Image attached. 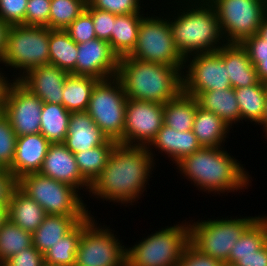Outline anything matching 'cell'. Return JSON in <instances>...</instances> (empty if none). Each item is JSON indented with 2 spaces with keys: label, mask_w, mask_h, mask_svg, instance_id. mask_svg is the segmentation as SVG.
<instances>
[{
  "label": "cell",
  "mask_w": 267,
  "mask_h": 266,
  "mask_svg": "<svg viewBox=\"0 0 267 266\" xmlns=\"http://www.w3.org/2000/svg\"><path fill=\"white\" fill-rule=\"evenodd\" d=\"M119 60L109 42L94 38L78 44L75 75L98 80L116 77Z\"/></svg>",
  "instance_id": "2e32d148"
},
{
  "label": "cell",
  "mask_w": 267,
  "mask_h": 266,
  "mask_svg": "<svg viewBox=\"0 0 267 266\" xmlns=\"http://www.w3.org/2000/svg\"><path fill=\"white\" fill-rule=\"evenodd\" d=\"M42 106L43 102L18 80L9 82L2 112L9 119L17 137L40 133Z\"/></svg>",
  "instance_id": "5bb4252c"
},
{
  "label": "cell",
  "mask_w": 267,
  "mask_h": 266,
  "mask_svg": "<svg viewBox=\"0 0 267 266\" xmlns=\"http://www.w3.org/2000/svg\"><path fill=\"white\" fill-rule=\"evenodd\" d=\"M17 187L36 201L47 215H90L76 188L38 173L17 180ZM80 193V194H78Z\"/></svg>",
  "instance_id": "52a82bcc"
},
{
  "label": "cell",
  "mask_w": 267,
  "mask_h": 266,
  "mask_svg": "<svg viewBox=\"0 0 267 266\" xmlns=\"http://www.w3.org/2000/svg\"><path fill=\"white\" fill-rule=\"evenodd\" d=\"M87 0H51L49 28L66 29L85 9Z\"/></svg>",
  "instance_id": "8d00e7d4"
},
{
  "label": "cell",
  "mask_w": 267,
  "mask_h": 266,
  "mask_svg": "<svg viewBox=\"0 0 267 266\" xmlns=\"http://www.w3.org/2000/svg\"><path fill=\"white\" fill-rule=\"evenodd\" d=\"M164 104L127 98L123 144L148 147L164 123Z\"/></svg>",
  "instance_id": "9a60e30c"
},
{
  "label": "cell",
  "mask_w": 267,
  "mask_h": 266,
  "mask_svg": "<svg viewBox=\"0 0 267 266\" xmlns=\"http://www.w3.org/2000/svg\"><path fill=\"white\" fill-rule=\"evenodd\" d=\"M43 266H58V265H49V264H47V263H44Z\"/></svg>",
  "instance_id": "680465c9"
},
{
  "label": "cell",
  "mask_w": 267,
  "mask_h": 266,
  "mask_svg": "<svg viewBox=\"0 0 267 266\" xmlns=\"http://www.w3.org/2000/svg\"><path fill=\"white\" fill-rule=\"evenodd\" d=\"M47 216L46 211L16 187L8 204V219L33 234Z\"/></svg>",
  "instance_id": "cb8c5ba5"
},
{
  "label": "cell",
  "mask_w": 267,
  "mask_h": 266,
  "mask_svg": "<svg viewBox=\"0 0 267 266\" xmlns=\"http://www.w3.org/2000/svg\"><path fill=\"white\" fill-rule=\"evenodd\" d=\"M82 232L83 220L44 253V263L58 266H75V257Z\"/></svg>",
  "instance_id": "836d02e7"
},
{
  "label": "cell",
  "mask_w": 267,
  "mask_h": 266,
  "mask_svg": "<svg viewBox=\"0 0 267 266\" xmlns=\"http://www.w3.org/2000/svg\"><path fill=\"white\" fill-rule=\"evenodd\" d=\"M64 30L77 44L96 38L92 16L86 9Z\"/></svg>",
  "instance_id": "f35d334b"
},
{
  "label": "cell",
  "mask_w": 267,
  "mask_h": 266,
  "mask_svg": "<svg viewBox=\"0 0 267 266\" xmlns=\"http://www.w3.org/2000/svg\"><path fill=\"white\" fill-rule=\"evenodd\" d=\"M116 144V141L107 139L102 145L74 154L79 172L90 184L95 181L107 165Z\"/></svg>",
  "instance_id": "d6a6232c"
},
{
  "label": "cell",
  "mask_w": 267,
  "mask_h": 266,
  "mask_svg": "<svg viewBox=\"0 0 267 266\" xmlns=\"http://www.w3.org/2000/svg\"><path fill=\"white\" fill-rule=\"evenodd\" d=\"M222 148L202 147L175 166L187 180L199 187L198 190L209 194H228L248 188L251 175L243 168V164Z\"/></svg>",
  "instance_id": "7a4b0ae2"
},
{
  "label": "cell",
  "mask_w": 267,
  "mask_h": 266,
  "mask_svg": "<svg viewBox=\"0 0 267 266\" xmlns=\"http://www.w3.org/2000/svg\"><path fill=\"white\" fill-rule=\"evenodd\" d=\"M9 26L0 18V64L5 54L6 36Z\"/></svg>",
  "instance_id": "f907efd6"
},
{
  "label": "cell",
  "mask_w": 267,
  "mask_h": 266,
  "mask_svg": "<svg viewBox=\"0 0 267 266\" xmlns=\"http://www.w3.org/2000/svg\"><path fill=\"white\" fill-rule=\"evenodd\" d=\"M265 245V216L260 215L242 234L239 240L235 241L230 250L228 263L235 264L238 256L253 255Z\"/></svg>",
  "instance_id": "d590c367"
},
{
  "label": "cell",
  "mask_w": 267,
  "mask_h": 266,
  "mask_svg": "<svg viewBox=\"0 0 267 266\" xmlns=\"http://www.w3.org/2000/svg\"><path fill=\"white\" fill-rule=\"evenodd\" d=\"M165 16L146 14L142 17L136 46L128 56L166 66L184 67L185 58L173 40L170 17Z\"/></svg>",
  "instance_id": "ba28073f"
},
{
  "label": "cell",
  "mask_w": 267,
  "mask_h": 266,
  "mask_svg": "<svg viewBox=\"0 0 267 266\" xmlns=\"http://www.w3.org/2000/svg\"><path fill=\"white\" fill-rule=\"evenodd\" d=\"M0 70H1L0 71V106H3L6 89L11 80L5 77V75H3L4 74V72L2 73L3 68H1Z\"/></svg>",
  "instance_id": "816d5d0a"
},
{
  "label": "cell",
  "mask_w": 267,
  "mask_h": 266,
  "mask_svg": "<svg viewBox=\"0 0 267 266\" xmlns=\"http://www.w3.org/2000/svg\"><path fill=\"white\" fill-rule=\"evenodd\" d=\"M78 44L64 29H52L49 34V64L75 75Z\"/></svg>",
  "instance_id": "f1b7e54d"
},
{
  "label": "cell",
  "mask_w": 267,
  "mask_h": 266,
  "mask_svg": "<svg viewBox=\"0 0 267 266\" xmlns=\"http://www.w3.org/2000/svg\"><path fill=\"white\" fill-rule=\"evenodd\" d=\"M50 144L41 133L17 137L13 163L8 170L17 180L26 174L38 173Z\"/></svg>",
  "instance_id": "d6986e66"
},
{
  "label": "cell",
  "mask_w": 267,
  "mask_h": 266,
  "mask_svg": "<svg viewBox=\"0 0 267 266\" xmlns=\"http://www.w3.org/2000/svg\"><path fill=\"white\" fill-rule=\"evenodd\" d=\"M69 112L63 105L43 103L40 133L50 143H64L70 122Z\"/></svg>",
  "instance_id": "1f68e13d"
},
{
  "label": "cell",
  "mask_w": 267,
  "mask_h": 266,
  "mask_svg": "<svg viewBox=\"0 0 267 266\" xmlns=\"http://www.w3.org/2000/svg\"><path fill=\"white\" fill-rule=\"evenodd\" d=\"M230 127L216 114L198 105L194 118L193 132L202 147H222ZM227 135V136H226Z\"/></svg>",
  "instance_id": "d4e9b609"
},
{
  "label": "cell",
  "mask_w": 267,
  "mask_h": 266,
  "mask_svg": "<svg viewBox=\"0 0 267 266\" xmlns=\"http://www.w3.org/2000/svg\"><path fill=\"white\" fill-rule=\"evenodd\" d=\"M28 0H0V18L8 25H25Z\"/></svg>",
  "instance_id": "7bdbcfd3"
},
{
  "label": "cell",
  "mask_w": 267,
  "mask_h": 266,
  "mask_svg": "<svg viewBox=\"0 0 267 266\" xmlns=\"http://www.w3.org/2000/svg\"><path fill=\"white\" fill-rule=\"evenodd\" d=\"M258 125L263 126L262 127L263 131L265 132L266 137H267V100H266V107H265L264 117H263V119L261 120V122Z\"/></svg>",
  "instance_id": "11a10c76"
},
{
  "label": "cell",
  "mask_w": 267,
  "mask_h": 266,
  "mask_svg": "<svg viewBox=\"0 0 267 266\" xmlns=\"http://www.w3.org/2000/svg\"><path fill=\"white\" fill-rule=\"evenodd\" d=\"M239 105L241 121L259 124L264 117L267 91L264 82L234 89Z\"/></svg>",
  "instance_id": "f546056e"
},
{
  "label": "cell",
  "mask_w": 267,
  "mask_h": 266,
  "mask_svg": "<svg viewBox=\"0 0 267 266\" xmlns=\"http://www.w3.org/2000/svg\"><path fill=\"white\" fill-rule=\"evenodd\" d=\"M175 3L180 7L177 6L174 15L168 14L172 16L170 28L176 47L184 58L216 52L226 43L215 10L207 0H175Z\"/></svg>",
  "instance_id": "3957f363"
},
{
  "label": "cell",
  "mask_w": 267,
  "mask_h": 266,
  "mask_svg": "<svg viewBox=\"0 0 267 266\" xmlns=\"http://www.w3.org/2000/svg\"><path fill=\"white\" fill-rule=\"evenodd\" d=\"M44 254L39 252L33 245L21 250L9 258L4 266H43Z\"/></svg>",
  "instance_id": "f6af8a7d"
},
{
  "label": "cell",
  "mask_w": 267,
  "mask_h": 266,
  "mask_svg": "<svg viewBox=\"0 0 267 266\" xmlns=\"http://www.w3.org/2000/svg\"><path fill=\"white\" fill-rule=\"evenodd\" d=\"M196 110L197 99L182 91L164 104V124L178 132L190 131L193 129Z\"/></svg>",
  "instance_id": "83f0119b"
},
{
  "label": "cell",
  "mask_w": 267,
  "mask_h": 266,
  "mask_svg": "<svg viewBox=\"0 0 267 266\" xmlns=\"http://www.w3.org/2000/svg\"><path fill=\"white\" fill-rule=\"evenodd\" d=\"M17 136L7 116L0 111V169H9L13 163Z\"/></svg>",
  "instance_id": "74e56055"
},
{
  "label": "cell",
  "mask_w": 267,
  "mask_h": 266,
  "mask_svg": "<svg viewBox=\"0 0 267 266\" xmlns=\"http://www.w3.org/2000/svg\"><path fill=\"white\" fill-rule=\"evenodd\" d=\"M182 81L183 92L195 98L201 92L232 88L223 62V46L216 52L197 53L185 58Z\"/></svg>",
  "instance_id": "4fadbf2b"
},
{
  "label": "cell",
  "mask_w": 267,
  "mask_h": 266,
  "mask_svg": "<svg viewBox=\"0 0 267 266\" xmlns=\"http://www.w3.org/2000/svg\"><path fill=\"white\" fill-rule=\"evenodd\" d=\"M264 84H265V87H266V91H267V81H265V82H264Z\"/></svg>",
  "instance_id": "91938a15"
},
{
  "label": "cell",
  "mask_w": 267,
  "mask_h": 266,
  "mask_svg": "<svg viewBox=\"0 0 267 266\" xmlns=\"http://www.w3.org/2000/svg\"><path fill=\"white\" fill-rule=\"evenodd\" d=\"M51 0H28L25 26H37L49 28Z\"/></svg>",
  "instance_id": "b9f144b4"
},
{
  "label": "cell",
  "mask_w": 267,
  "mask_h": 266,
  "mask_svg": "<svg viewBox=\"0 0 267 266\" xmlns=\"http://www.w3.org/2000/svg\"><path fill=\"white\" fill-rule=\"evenodd\" d=\"M154 161L147 147L117 143L107 165L91 184V197L133 205L147 189Z\"/></svg>",
  "instance_id": "6da1fadb"
},
{
  "label": "cell",
  "mask_w": 267,
  "mask_h": 266,
  "mask_svg": "<svg viewBox=\"0 0 267 266\" xmlns=\"http://www.w3.org/2000/svg\"><path fill=\"white\" fill-rule=\"evenodd\" d=\"M222 264L221 261L202 253L190 242L177 266H222Z\"/></svg>",
  "instance_id": "ee69618b"
},
{
  "label": "cell",
  "mask_w": 267,
  "mask_h": 266,
  "mask_svg": "<svg viewBox=\"0 0 267 266\" xmlns=\"http://www.w3.org/2000/svg\"><path fill=\"white\" fill-rule=\"evenodd\" d=\"M237 266H267V245L257 250L255 254L238 256Z\"/></svg>",
  "instance_id": "c3c4849f"
},
{
  "label": "cell",
  "mask_w": 267,
  "mask_h": 266,
  "mask_svg": "<svg viewBox=\"0 0 267 266\" xmlns=\"http://www.w3.org/2000/svg\"><path fill=\"white\" fill-rule=\"evenodd\" d=\"M153 147L156 151L159 150V153L164 152L167 154L168 158L175 164L202 148L193 130L178 132L164 123L154 140L147 147L154 160L156 154H153L155 153L152 151V149H154Z\"/></svg>",
  "instance_id": "ffe728a7"
},
{
  "label": "cell",
  "mask_w": 267,
  "mask_h": 266,
  "mask_svg": "<svg viewBox=\"0 0 267 266\" xmlns=\"http://www.w3.org/2000/svg\"><path fill=\"white\" fill-rule=\"evenodd\" d=\"M259 217H240L189 222L190 242L202 253L226 263L235 241Z\"/></svg>",
  "instance_id": "9c48e42d"
},
{
  "label": "cell",
  "mask_w": 267,
  "mask_h": 266,
  "mask_svg": "<svg viewBox=\"0 0 267 266\" xmlns=\"http://www.w3.org/2000/svg\"><path fill=\"white\" fill-rule=\"evenodd\" d=\"M223 62L227 68L232 88L249 87L260 82L256 67L241 44L225 43L223 45Z\"/></svg>",
  "instance_id": "7402d4cb"
},
{
  "label": "cell",
  "mask_w": 267,
  "mask_h": 266,
  "mask_svg": "<svg viewBox=\"0 0 267 266\" xmlns=\"http://www.w3.org/2000/svg\"><path fill=\"white\" fill-rule=\"evenodd\" d=\"M41 175L90 192L91 184L79 172L75 155L64 143H51L44 159Z\"/></svg>",
  "instance_id": "e0dca14e"
},
{
  "label": "cell",
  "mask_w": 267,
  "mask_h": 266,
  "mask_svg": "<svg viewBox=\"0 0 267 266\" xmlns=\"http://www.w3.org/2000/svg\"><path fill=\"white\" fill-rule=\"evenodd\" d=\"M183 68L146 62L127 55L120 58L116 77L128 99L165 104L183 91Z\"/></svg>",
  "instance_id": "277c9868"
},
{
  "label": "cell",
  "mask_w": 267,
  "mask_h": 266,
  "mask_svg": "<svg viewBox=\"0 0 267 266\" xmlns=\"http://www.w3.org/2000/svg\"><path fill=\"white\" fill-rule=\"evenodd\" d=\"M196 99L200 107L219 116L229 127L240 123L239 105L234 88L201 92Z\"/></svg>",
  "instance_id": "484cf974"
},
{
  "label": "cell",
  "mask_w": 267,
  "mask_h": 266,
  "mask_svg": "<svg viewBox=\"0 0 267 266\" xmlns=\"http://www.w3.org/2000/svg\"><path fill=\"white\" fill-rule=\"evenodd\" d=\"M189 243V221L166 226L126 248V265L177 266Z\"/></svg>",
  "instance_id": "5b68a950"
},
{
  "label": "cell",
  "mask_w": 267,
  "mask_h": 266,
  "mask_svg": "<svg viewBox=\"0 0 267 266\" xmlns=\"http://www.w3.org/2000/svg\"><path fill=\"white\" fill-rule=\"evenodd\" d=\"M126 105L123 86L112 77L95 84L87 112L108 139L123 144Z\"/></svg>",
  "instance_id": "30bf717a"
},
{
  "label": "cell",
  "mask_w": 267,
  "mask_h": 266,
  "mask_svg": "<svg viewBox=\"0 0 267 266\" xmlns=\"http://www.w3.org/2000/svg\"><path fill=\"white\" fill-rule=\"evenodd\" d=\"M8 219V206H0V228Z\"/></svg>",
  "instance_id": "db71d44e"
},
{
  "label": "cell",
  "mask_w": 267,
  "mask_h": 266,
  "mask_svg": "<svg viewBox=\"0 0 267 266\" xmlns=\"http://www.w3.org/2000/svg\"><path fill=\"white\" fill-rule=\"evenodd\" d=\"M17 179L8 169H0V206H8Z\"/></svg>",
  "instance_id": "bcb514c9"
},
{
  "label": "cell",
  "mask_w": 267,
  "mask_h": 266,
  "mask_svg": "<svg viewBox=\"0 0 267 266\" xmlns=\"http://www.w3.org/2000/svg\"><path fill=\"white\" fill-rule=\"evenodd\" d=\"M99 80L69 74L64 81L62 105L69 112L87 111L91 93Z\"/></svg>",
  "instance_id": "4dcf8cb0"
},
{
  "label": "cell",
  "mask_w": 267,
  "mask_h": 266,
  "mask_svg": "<svg viewBox=\"0 0 267 266\" xmlns=\"http://www.w3.org/2000/svg\"><path fill=\"white\" fill-rule=\"evenodd\" d=\"M143 13L116 15L109 44L119 58L129 55L135 48Z\"/></svg>",
  "instance_id": "4316f807"
},
{
  "label": "cell",
  "mask_w": 267,
  "mask_h": 266,
  "mask_svg": "<svg viewBox=\"0 0 267 266\" xmlns=\"http://www.w3.org/2000/svg\"><path fill=\"white\" fill-rule=\"evenodd\" d=\"M68 72L51 64L27 71L18 81L43 103L62 105L64 81Z\"/></svg>",
  "instance_id": "ac0fdd59"
},
{
  "label": "cell",
  "mask_w": 267,
  "mask_h": 266,
  "mask_svg": "<svg viewBox=\"0 0 267 266\" xmlns=\"http://www.w3.org/2000/svg\"><path fill=\"white\" fill-rule=\"evenodd\" d=\"M265 244L267 245V216H265Z\"/></svg>",
  "instance_id": "9f6ffc18"
},
{
  "label": "cell",
  "mask_w": 267,
  "mask_h": 266,
  "mask_svg": "<svg viewBox=\"0 0 267 266\" xmlns=\"http://www.w3.org/2000/svg\"><path fill=\"white\" fill-rule=\"evenodd\" d=\"M89 5L115 15L143 13L141 0H87ZM142 5V6H141Z\"/></svg>",
  "instance_id": "ab89813d"
},
{
  "label": "cell",
  "mask_w": 267,
  "mask_h": 266,
  "mask_svg": "<svg viewBox=\"0 0 267 266\" xmlns=\"http://www.w3.org/2000/svg\"><path fill=\"white\" fill-rule=\"evenodd\" d=\"M257 34L260 37H262L265 41H267V14L263 18Z\"/></svg>",
  "instance_id": "f5cc1de1"
},
{
  "label": "cell",
  "mask_w": 267,
  "mask_h": 266,
  "mask_svg": "<svg viewBox=\"0 0 267 266\" xmlns=\"http://www.w3.org/2000/svg\"><path fill=\"white\" fill-rule=\"evenodd\" d=\"M261 82L267 81V57H249Z\"/></svg>",
  "instance_id": "681fc988"
},
{
  "label": "cell",
  "mask_w": 267,
  "mask_h": 266,
  "mask_svg": "<svg viewBox=\"0 0 267 266\" xmlns=\"http://www.w3.org/2000/svg\"><path fill=\"white\" fill-rule=\"evenodd\" d=\"M107 139L87 111L71 113L64 144L73 154L102 145Z\"/></svg>",
  "instance_id": "44dd1931"
},
{
  "label": "cell",
  "mask_w": 267,
  "mask_h": 266,
  "mask_svg": "<svg viewBox=\"0 0 267 266\" xmlns=\"http://www.w3.org/2000/svg\"><path fill=\"white\" fill-rule=\"evenodd\" d=\"M89 215H47L32 234L33 246L44 254Z\"/></svg>",
  "instance_id": "603a6c76"
},
{
  "label": "cell",
  "mask_w": 267,
  "mask_h": 266,
  "mask_svg": "<svg viewBox=\"0 0 267 266\" xmlns=\"http://www.w3.org/2000/svg\"><path fill=\"white\" fill-rule=\"evenodd\" d=\"M218 17L226 43H241L258 33L267 14V0H207Z\"/></svg>",
  "instance_id": "7c38bea8"
},
{
  "label": "cell",
  "mask_w": 267,
  "mask_h": 266,
  "mask_svg": "<svg viewBox=\"0 0 267 266\" xmlns=\"http://www.w3.org/2000/svg\"><path fill=\"white\" fill-rule=\"evenodd\" d=\"M86 10L92 16L96 38L109 42L111 39L116 15L108 11L99 10L87 3Z\"/></svg>",
  "instance_id": "60d3db41"
},
{
  "label": "cell",
  "mask_w": 267,
  "mask_h": 266,
  "mask_svg": "<svg viewBox=\"0 0 267 266\" xmlns=\"http://www.w3.org/2000/svg\"><path fill=\"white\" fill-rule=\"evenodd\" d=\"M33 245L32 234L7 219L0 228V262Z\"/></svg>",
  "instance_id": "e575fe53"
},
{
  "label": "cell",
  "mask_w": 267,
  "mask_h": 266,
  "mask_svg": "<svg viewBox=\"0 0 267 266\" xmlns=\"http://www.w3.org/2000/svg\"><path fill=\"white\" fill-rule=\"evenodd\" d=\"M48 27L13 25L9 26L6 36L3 66L13 68L20 73L18 80L30 69L49 64V34Z\"/></svg>",
  "instance_id": "8992f818"
},
{
  "label": "cell",
  "mask_w": 267,
  "mask_h": 266,
  "mask_svg": "<svg viewBox=\"0 0 267 266\" xmlns=\"http://www.w3.org/2000/svg\"><path fill=\"white\" fill-rule=\"evenodd\" d=\"M240 44L246 50L248 57H267V41L258 34L244 39Z\"/></svg>",
  "instance_id": "7dc6e473"
},
{
  "label": "cell",
  "mask_w": 267,
  "mask_h": 266,
  "mask_svg": "<svg viewBox=\"0 0 267 266\" xmlns=\"http://www.w3.org/2000/svg\"><path fill=\"white\" fill-rule=\"evenodd\" d=\"M222 266H237L236 264H233V263H223Z\"/></svg>",
  "instance_id": "6f0895ef"
},
{
  "label": "cell",
  "mask_w": 267,
  "mask_h": 266,
  "mask_svg": "<svg viewBox=\"0 0 267 266\" xmlns=\"http://www.w3.org/2000/svg\"><path fill=\"white\" fill-rule=\"evenodd\" d=\"M92 216L83 220L75 266H125L127 246L122 245L111 228L99 226Z\"/></svg>",
  "instance_id": "8fae6325"
}]
</instances>
